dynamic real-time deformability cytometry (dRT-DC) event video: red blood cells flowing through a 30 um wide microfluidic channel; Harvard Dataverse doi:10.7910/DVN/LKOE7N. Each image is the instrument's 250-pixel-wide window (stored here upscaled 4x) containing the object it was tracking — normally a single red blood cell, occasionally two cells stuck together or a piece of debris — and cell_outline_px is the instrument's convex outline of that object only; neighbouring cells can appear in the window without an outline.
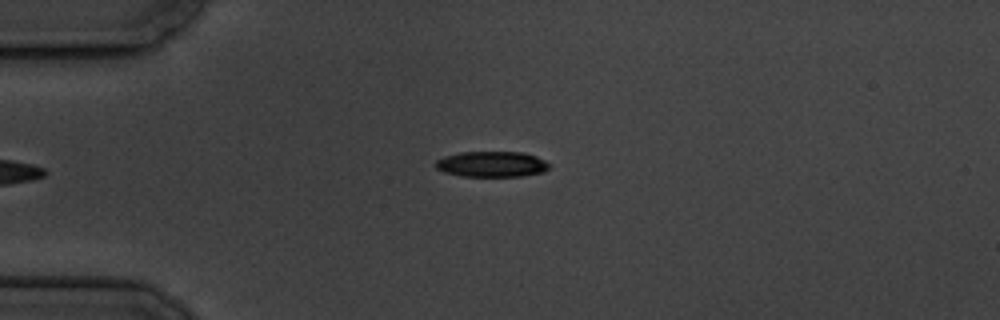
{"species": "common noctule bat (a hibernating species)", "species_latin": "Nyctalus noctula", "temperature_condition": "cold", "stored_images_in_passage": 5, "camera_frame_rate_fps": 3000, "um_per_image_px": 0.085, "animal": {"sex": "male", "body_mass_g": 19.5, "forearm_length_mm": 54.6}, "frame": {"image": 1, "passage_image": 5, "time_ms": 5.333, "image_size_px": [1000, 320], "cell_outline_px": [[548, 168], [544, 172], [520, 176], [460, 176], [444, 172], [436, 168], [436, 160], [444, 156], [460, 152], [524, 152], [536, 156], [544, 160], [548, 164]], "centroid_in_image_um": [41.78, 13.95], "position_along_channel_um": 43.2, "area_um2": 16.94}}